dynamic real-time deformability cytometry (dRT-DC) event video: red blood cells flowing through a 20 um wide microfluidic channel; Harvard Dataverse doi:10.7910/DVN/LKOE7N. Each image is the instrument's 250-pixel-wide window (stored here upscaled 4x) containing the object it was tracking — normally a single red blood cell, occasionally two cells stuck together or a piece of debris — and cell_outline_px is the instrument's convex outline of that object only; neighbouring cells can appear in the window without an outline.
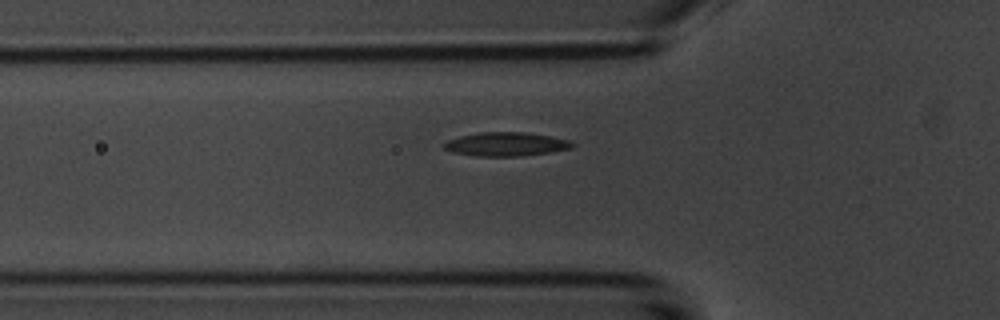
{"species": "common noctule bat (a hibernating species)", "species_latin": "Nyctalus noctula", "temperature_condition": "room temperature", "stored_images_in_passage": 32, "camera_frame_rate_fps": 3000, "um_per_image_px": 0.085, "animal": {"sex": "male", "body_mass_g": 20.1, "forearm_length_mm": 53.5}, "frame": {"image": 1, "passage_image": 2, "time_ms": 0.333, "image_size_px": [1000, 320], "cell_outline_px": [[576, 144], [572, 148], [548, 152], [520, 156], [476, 156], [452, 152], [444, 148], [440, 144], [448, 140], [460, 136], [480, 132], [524, 132], [572, 140]], "centroid_in_image_um": [43.0, 12.25], "position_along_channel_um": 82.8, "area_um2": 17.8}}
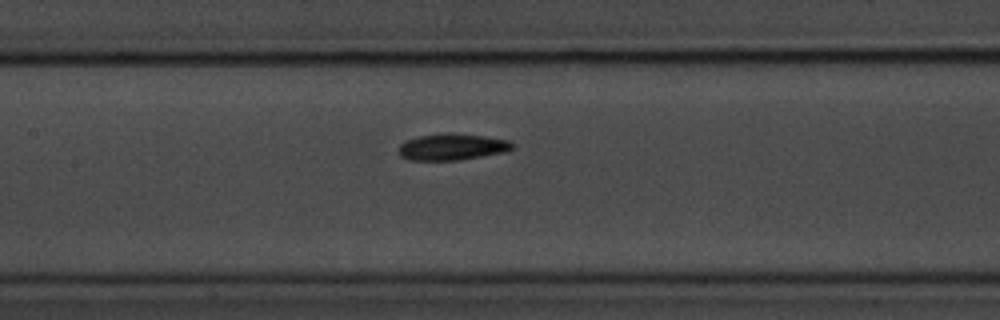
{"frame": {"image": 2, "passage_image": 9, "time_ms": 2.667, "image_size_px": [1000, 320], "cell_outline_px": [[516, 148], [508, 152], [460, 160], [408, 160], [400, 156], [400, 144], [404, 140], [420, 136], [484, 136], [508, 140], [516, 144]], "centroid_in_image_um": [38.51, 12.54], "position_along_channel_um": 168.9, "area_um2": 16.94}}
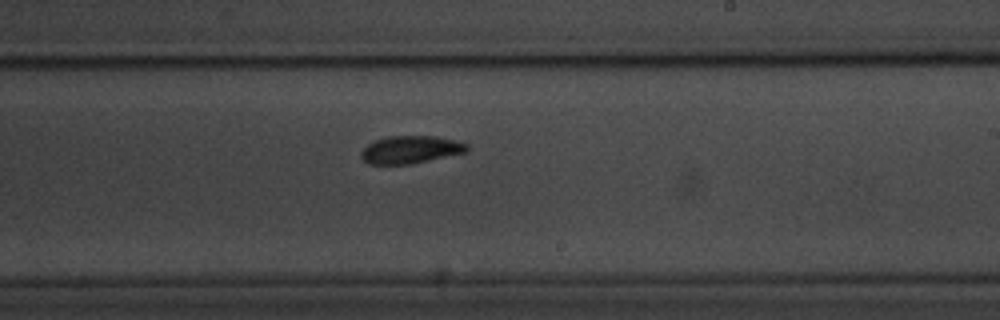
{"frame": {"image": 3, "passage_image": 16, "time_ms": 5.0, "image_size_px": [1000, 320], "cell_outline_px": [[468, 152], [412, 164], [368, 164], [360, 156], [360, 152], [368, 144], [376, 140], [388, 136], [436, 136], [468, 144]], "centroid_in_image_um": [34.9, 12.72], "position_along_channel_um": 254.1, "area_um2": 17.05}, "authors_computed_cell_mechanics": {"area_um2": 17.7157, "velocity_mm_per_s": 3.6597, "shape_relaxation_time_tau1_ms": 2.7831, "shape_relaxation_time_tau2_ms": 6.0461, "deformation_change_tau1": 0.1131, "deformation_change_tau2": 0.0934}}